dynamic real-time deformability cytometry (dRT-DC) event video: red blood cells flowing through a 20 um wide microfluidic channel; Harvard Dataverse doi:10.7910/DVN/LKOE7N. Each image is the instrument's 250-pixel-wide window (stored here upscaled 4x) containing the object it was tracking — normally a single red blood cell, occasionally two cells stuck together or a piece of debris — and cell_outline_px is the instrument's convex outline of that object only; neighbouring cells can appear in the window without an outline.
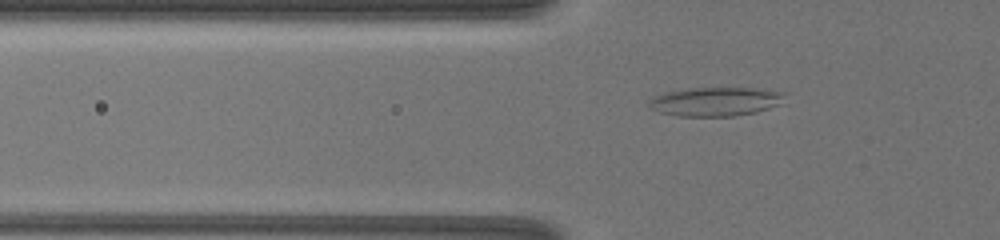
{"species": "common noctule bat (a hibernating species)", "species_latin": "Nyctalus noctula", "temperature_condition": "warm", "stored_images_in_passage": 35, "camera_frame_rate_fps": 3000, "um_per_image_px": 0.085, "animal": {"sex": "female", "body_mass_g": 19.5, "forearm_length_mm": 54.1}, "frame": {"image": 1, "passage_image": 3, "time_ms": 0.667, "image_size_px": [1000, 240], "cell_outline_px": [[784, 92], [776, 104], [768, 108], [756, 112], [736, 116], [680, 116], [660, 112], [652, 108], [648, 104], [656, 96], [668, 92], [692, 88], [748, 88]], "centroid_in_image_um": [60.78, 8.64], "position_along_channel_um": 65.0, "area_um2": 22.08}}
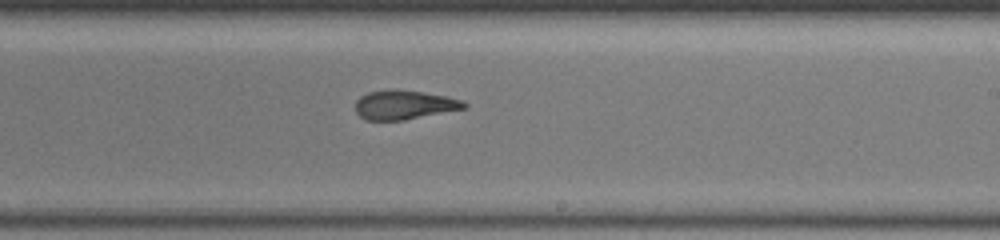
{"frame": {"image": 2, "passage_image": 17, "time_ms": 5.333, "image_size_px": [1000, 240], "cell_outline_px": [[468, 104], [464, 108], [404, 120], [368, 120], [360, 116], [356, 112], [356, 100], [360, 96], [368, 92], [392, 88], [396, 88], [424, 92], [444, 96], [460, 100]], "centroid_in_image_um": [34.3, 8.89], "position_along_channel_um": 254.7, "area_um2": 18.38}}
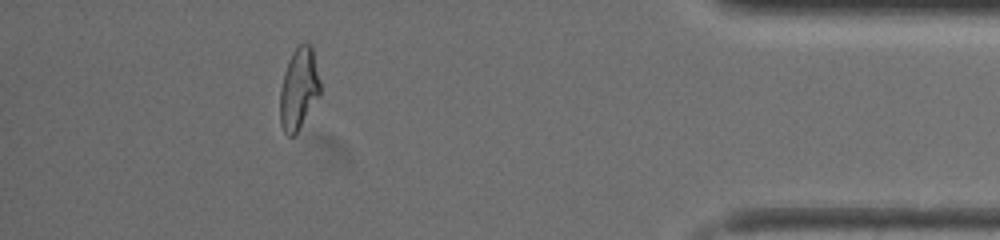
{"frame": {"image": 3, "passage_image": 31, "time_ms": 10.0, "image_size_px": [1000, 240], "cell_outline_px": [[320, 92], [296, 132], [292, 136], [288, 136], [284, 132], [280, 124], [280, 92], [284, 72], [288, 60], [292, 52], [300, 44], [308, 44], [312, 48], [320, 80]], "centroid_in_image_um": [25.37, 7.52], "position_along_channel_um": 409.8, "area_um2": 18.55}, "authors_computed_cell_mechanics": {"area_um2": 18.8428, "velocity_mm_per_s": 4.2005, "shape_relaxation_time_tau1_ms": 8.1093, "shape_relaxation_time_tau2_ms": 2.1136, "deformation_change_tau1": 0.2634, "deformation_change_tau2": 0.1156}}